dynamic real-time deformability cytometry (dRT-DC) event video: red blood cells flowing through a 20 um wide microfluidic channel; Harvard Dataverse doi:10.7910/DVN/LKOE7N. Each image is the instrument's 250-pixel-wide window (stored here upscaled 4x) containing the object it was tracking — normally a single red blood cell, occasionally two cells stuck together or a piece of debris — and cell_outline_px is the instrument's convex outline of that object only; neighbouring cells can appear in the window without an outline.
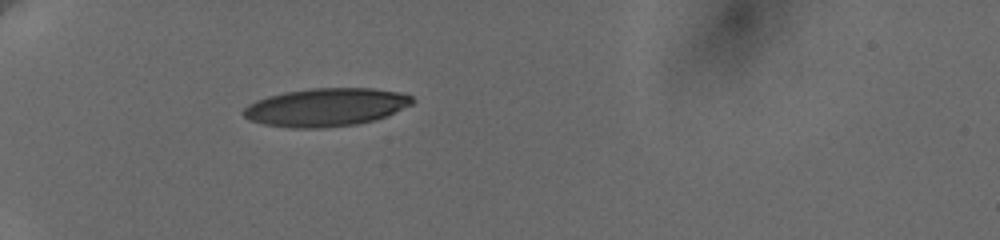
{"species": "human", "species_latin": "Homo sapiens", "temperature_condition": "cold", "stored_images_in_passage": 4, "camera_frame_rate_fps": 3000, "um_per_image_px": 0.085, "donor": {"sex": "female"}, "frame": {"image": 1, "passage_image": 1, "time_ms": 0.0, "image_size_px": [1000, 240], "cell_outline_px": [[416, 100], [412, 104], [388, 116], [376, 120], [356, 124], [324, 128], [288, 128], [264, 124], [252, 120], [244, 116], [240, 112], [248, 104], [256, 100], [268, 96], [284, 92], [312, 88], [372, 88], [396, 92], [412, 96]], "centroid_in_image_um": [27.71, 9.12], "position_along_channel_um": 57.3, "area_um2": 37.69}}